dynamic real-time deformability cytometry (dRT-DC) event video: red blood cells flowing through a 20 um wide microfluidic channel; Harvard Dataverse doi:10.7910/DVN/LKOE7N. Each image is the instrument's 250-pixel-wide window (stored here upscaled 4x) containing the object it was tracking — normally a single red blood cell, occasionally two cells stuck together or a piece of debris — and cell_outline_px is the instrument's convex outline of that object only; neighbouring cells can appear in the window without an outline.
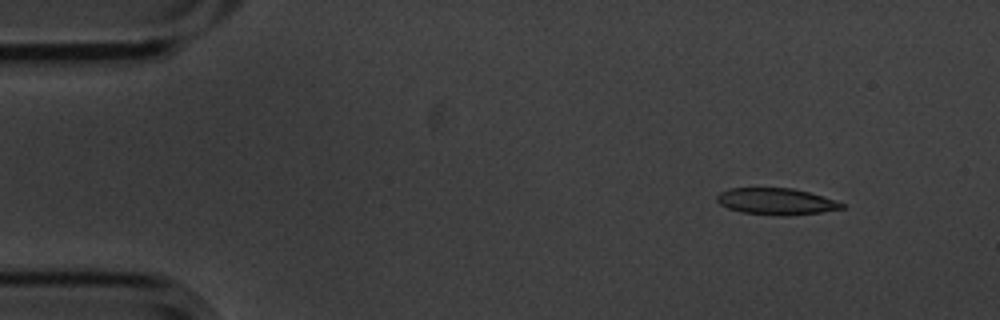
{"species": "common noctule bat (a hibernating species)", "species_latin": "Nyctalus noctula", "temperature_condition": "cold", "stored_images_in_passage": 9, "camera_frame_rate_fps": 3000, "um_per_image_px": 0.085, "animal": {"sex": "male", "body_mass_g": 20.1, "forearm_length_mm": 53.5}, "frame": {"image": 1, "passage_image": 1, "time_ms": 0.0, "image_size_px": [1000, 320], "cell_outline_px": [[844, 208], [820, 212], [788, 216], [780, 216], [740, 212], [728, 208], [720, 204], [716, 200], [716, 196], [720, 192], [728, 188], [792, 188], [808, 192], [844, 204]], "centroid_in_image_um": [65.91, 17.13], "position_along_channel_um": 19.1, "area_um2": 19.19}}
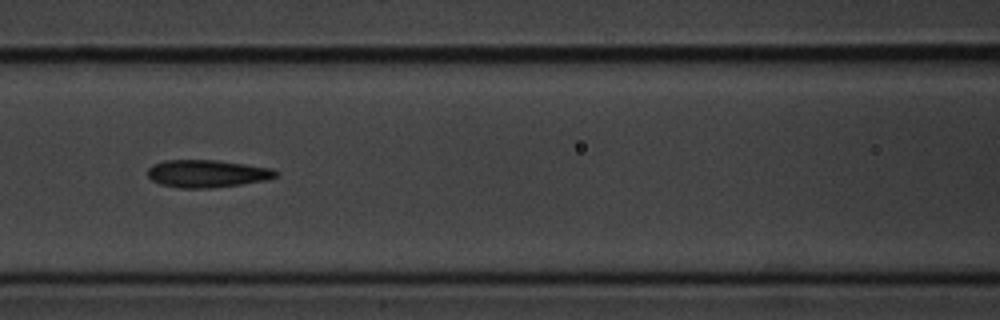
{"frame": {"image": 2, "passage_image": 6, "time_ms": 1.667, "image_size_px": [1000, 320], "cell_outline_px": [[280, 176], [264, 180], [240, 184], [208, 188], [180, 188], [160, 184], [152, 180], [148, 176], [148, 168], [152, 164], [164, 160], [216, 160], [272, 168], [280, 172]], "centroid_in_image_um": [17.6, 14.75], "position_along_channel_um": 149.0, "area_um2": 20.58}}
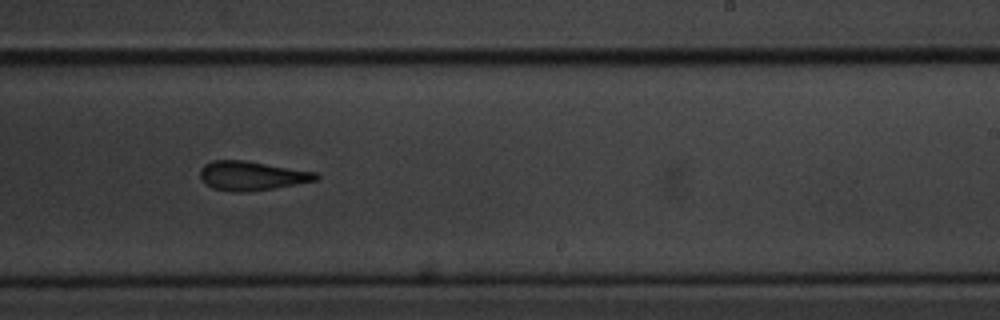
{"frame": {"image": 3, "passage_image": 9, "time_ms": 2.667, "image_size_px": [1000, 320], "cell_outline_px": [[320, 176], [316, 180], [272, 188], [244, 192], [236, 192], [212, 188], [204, 184], [200, 180], [200, 168], [204, 164], [212, 160], [244, 160], [316, 172]], "centroid_in_image_um": [21.33, 14.93], "position_along_channel_um": 267.7, "area_um2": 19.59}}